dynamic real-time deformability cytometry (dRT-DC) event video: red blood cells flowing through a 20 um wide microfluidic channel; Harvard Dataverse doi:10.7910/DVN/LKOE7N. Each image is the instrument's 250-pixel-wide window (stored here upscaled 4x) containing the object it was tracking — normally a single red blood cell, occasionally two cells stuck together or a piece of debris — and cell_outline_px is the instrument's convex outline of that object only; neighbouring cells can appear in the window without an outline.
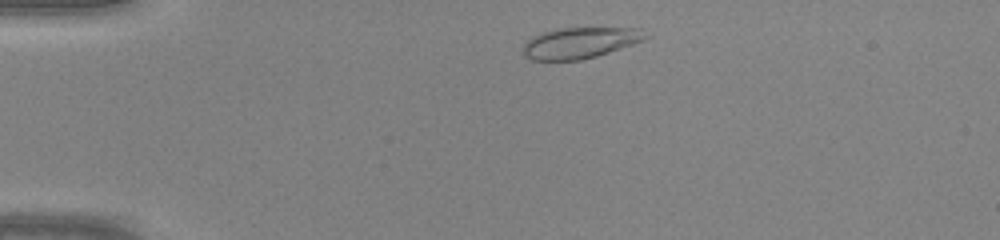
{"species": "common noctule bat (a hibernating species)", "species_latin": "Nyctalus noctula", "temperature_condition": "warm", "stored_images_in_passage": 34, "camera_frame_rate_fps": 3000, "um_per_image_px": 0.085, "animal": {"sex": "male", "body_mass_g": 20.0, "forearm_length_mm": 53.3}, "frame": {"image": 1, "passage_image": 3, "time_ms": 0.667, "image_size_px": [1000, 240], "cell_outline_px": [[648, 36], [644, 40], [596, 56], [580, 60], [532, 60], [524, 56], [524, 44], [532, 36], [540, 32], [560, 28], [640, 28]], "centroid_in_image_um": [49.27, 3.63], "position_along_channel_um": 35.7, "area_um2": 21.96}}
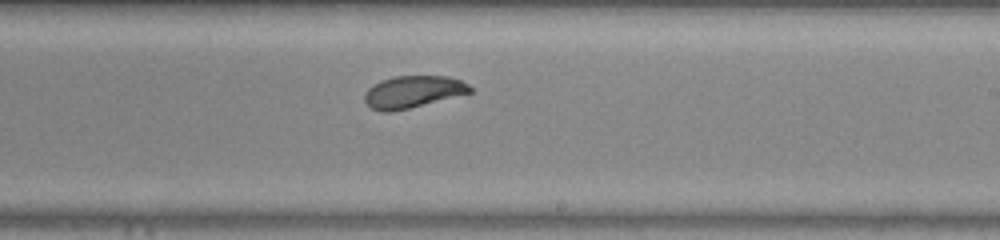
{"frame": {"image": 2, "passage_image": 21, "time_ms": 6.667, "image_size_px": [1000, 240], "cell_outline_px": [[472, 92], [408, 108], [388, 112], [380, 112], [372, 108], [364, 100], [364, 92], [372, 84], [380, 80], [392, 76], [448, 76], [460, 80], [468, 84], [472, 88]], "centroid_in_image_um": [35.05, 7.79], "position_along_channel_um": 253.9, "area_um2": 19.65}}
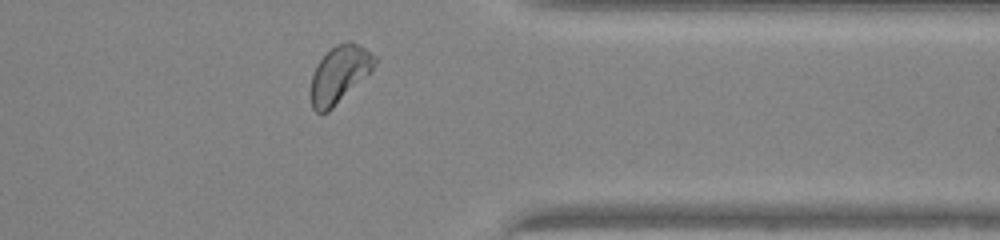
{"frame": {"image": 3, "passage_image": 30, "time_ms": 9.667, "image_size_px": [1000, 240], "cell_outline_px": [[380, 56], [372, 72], [328, 112], [316, 112], [312, 108], [312, 72], [316, 64], [336, 44], [348, 40]], "centroid_in_image_um": [28.91, 6.29], "position_along_channel_um": 382.5, "area_um2": 21.33}}